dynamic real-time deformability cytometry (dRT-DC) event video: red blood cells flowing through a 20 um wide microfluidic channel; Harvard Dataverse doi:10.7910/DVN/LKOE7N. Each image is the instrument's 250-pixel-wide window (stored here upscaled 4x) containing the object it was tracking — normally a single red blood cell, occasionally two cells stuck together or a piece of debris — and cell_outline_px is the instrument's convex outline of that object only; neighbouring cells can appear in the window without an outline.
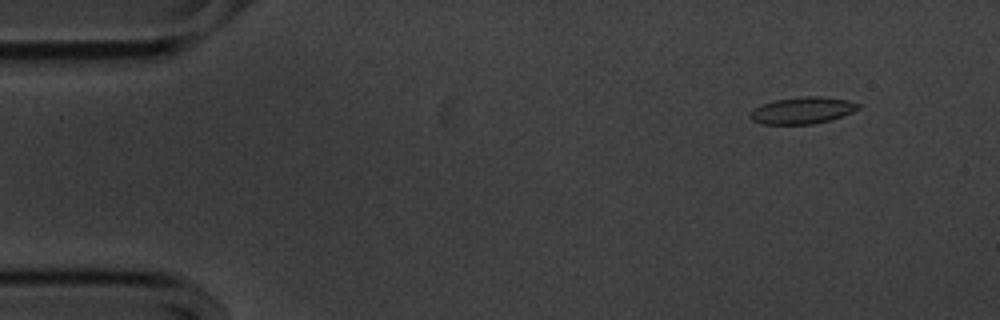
{"species": "common noctule bat (a hibernating species)", "species_latin": "Nyctalus noctula", "temperature_condition": "cold", "stored_images_in_passage": 54, "camera_frame_rate_fps": 3000, "um_per_image_px": 0.085, "animal": {"sex": "male", "body_mass_g": 20.1, "forearm_length_mm": 53.5}, "frame": {"image": 1, "passage_image": 4, "time_ms": 1.0, "image_size_px": [1000, 320], "cell_outline_px": [[860, 108], [844, 116], [832, 120], [812, 124], [760, 124], [752, 120], [748, 116], [752, 108], [776, 100], [804, 96], [820, 96], [848, 100], [860, 104]], "centroid_in_image_um": [68.21, 9.39], "position_along_channel_um": 16.8, "area_um2": 16.99}}
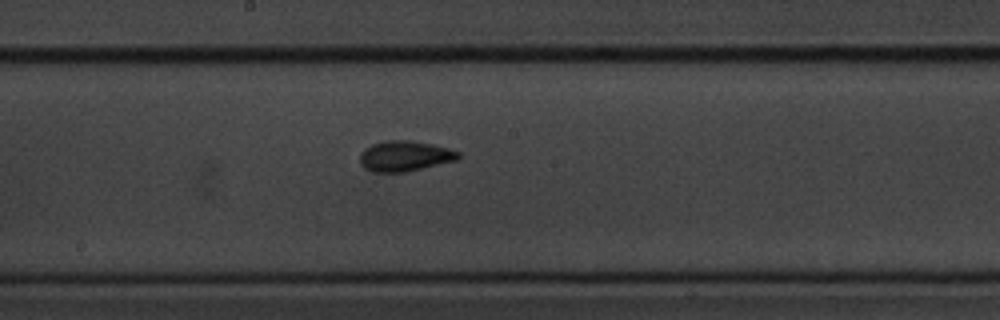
{"frame": {"image": 2, "passage_image": 28, "time_ms": 9.0, "image_size_px": [1000, 320], "cell_outline_px": [[460, 160], [404, 172], [372, 172], [364, 168], [360, 164], [360, 152], [364, 148], [372, 144], [388, 140], [412, 140], [432, 144], [448, 148], [460, 152]], "centroid_in_image_um": [34.41, 13.26], "position_along_channel_um": 213.8, "area_um2": 17.69}}
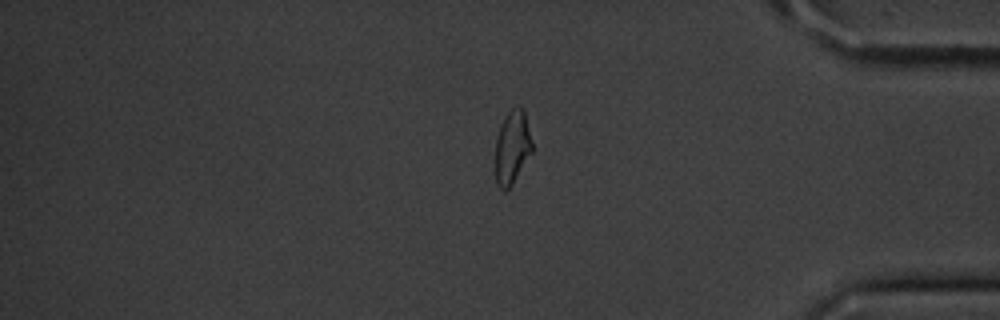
{"frame": {"image": 3, "passage_image": 45, "time_ms": 14.667, "image_size_px": [1000, 320], "cell_outline_px": [[532, 152], [512, 184], [504, 192], [496, 184], [496, 136], [500, 124], [508, 112], [512, 108], [524, 108], [532, 140]], "centroid_in_image_um": [43.54, 12.51], "position_along_channel_um": 391.7, "area_um2": 15.72}, "authors_computed_cell_mechanics": {"area_um2": 16.7909, "velocity_mm_per_s": 3.5802, "shape_relaxation_time_tau1_ms": 3.0628, "shape_relaxation_time_tau2_ms": 1.9748, "deformation_change_tau1": 0.1117, "deformation_change_tau2": 0.0546}}